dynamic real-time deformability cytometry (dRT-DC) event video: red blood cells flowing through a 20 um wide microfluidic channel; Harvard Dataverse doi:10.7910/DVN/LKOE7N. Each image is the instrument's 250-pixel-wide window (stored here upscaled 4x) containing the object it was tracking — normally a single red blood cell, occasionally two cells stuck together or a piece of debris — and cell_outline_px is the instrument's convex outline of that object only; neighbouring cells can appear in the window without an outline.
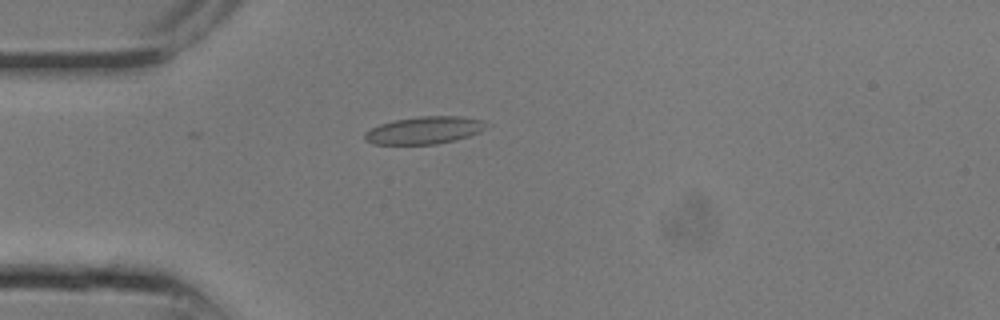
{"species": "common noctule bat (a hibernating species)", "species_latin": "Nyctalus noctula", "temperature_condition": "room temperature", "stored_images_in_passage": 19, "camera_frame_rate_fps": 3000, "um_per_image_px": 0.085, "animal": {"sex": "male", "body_mass_g": 13.3}, "frame": {"image": 1, "passage_image": 1, "time_ms": 0.0, "image_size_px": [1000, 320], "cell_outline_px": [[484, 128], [480, 132], [468, 136], [436, 144], [372, 144], [364, 140], [364, 132], [380, 124], [396, 120], [420, 116], [460, 116], [484, 120]], "centroid_in_image_um": [36.02, 11.07], "position_along_channel_um": 49.0, "area_um2": 19.19}}
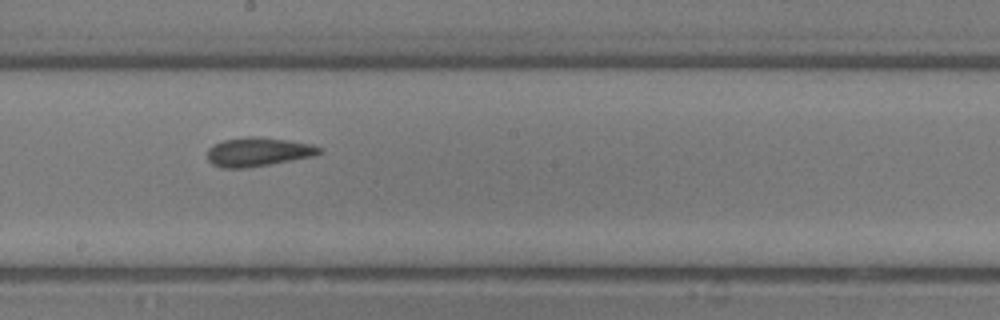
{"frame": {"image": 2, "passage_image": 8, "time_ms": 2.333, "image_size_px": [1000, 320], "cell_outline_px": [[324, 152], [316, 156], [248, 168], [220, 168], [212, 164], [208, 160], [208, 148], [224, 140], [248, 136], [252, 136], [288, 140], [312, 144], [324, 148]], "centroid_in_image_um": [22.0, 12.92], "position_along_channel_um": 226.2, "area_um2": 19.07}}
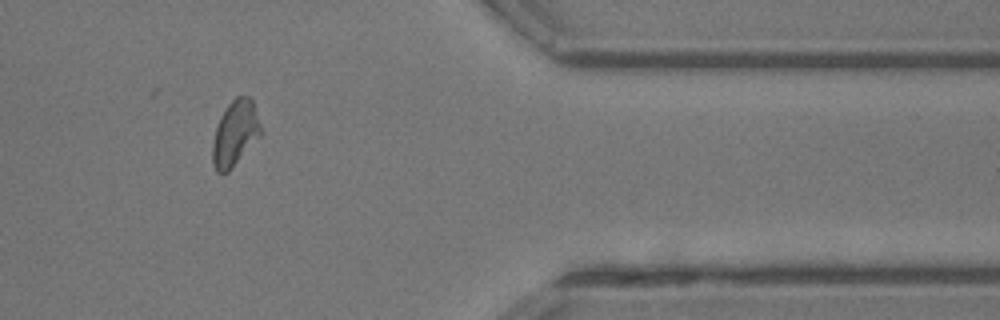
{"frame": {"image": 3, "passage_image": 15, "time_ms": 4.667, "image_size_px": [1000, 320], "cell_outline_px": [[260, 136], [232, 168], [228, 172], [216, 172], [212, 164], [212, 144], [216, 128], [220, 116], [224, 108], [236, 96], [248, 96], [252, 100], [260, 124]], "centroid_in_image_um": [19.95, 11.34], "position_along_channel_um": 391.4, "area_um2": 18.26}}